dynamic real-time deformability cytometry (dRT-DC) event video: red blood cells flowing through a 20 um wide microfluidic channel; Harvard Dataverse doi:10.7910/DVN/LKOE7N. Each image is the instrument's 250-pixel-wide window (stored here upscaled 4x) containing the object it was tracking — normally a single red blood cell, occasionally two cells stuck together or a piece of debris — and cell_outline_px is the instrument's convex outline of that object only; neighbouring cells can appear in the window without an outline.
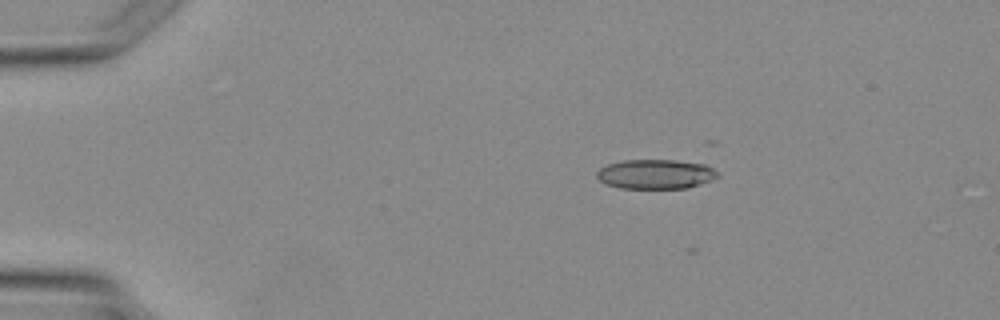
{"species": "Egyptian fruit bat (a non-hibernating species)", "species_latin": "Rousettus aegyptiacus", "temperature_condition": "warm", "stored_images_in_passage": 4, "camera_frame_rate_fps": 3000, "um_per_image_px": 0.085, "animal": {"sex": "female"}, "frame": {"image": 1, "passage_image": 4, "time_ms": 5.333, "image_size_px": [1000, 320], "cell_outline_px": [[720, 176], [712, 180], [688, 188], [620, 188], [604, 184], [596, 176], [596, 172], [600, 168], [608, 164], [624, 160], [676, 160], [704, 164], [720, 172]], "centroid_in_image_um": [55.74, 14.8], "position_along_channel_um": 29.3, "area_um2": 20.92}}